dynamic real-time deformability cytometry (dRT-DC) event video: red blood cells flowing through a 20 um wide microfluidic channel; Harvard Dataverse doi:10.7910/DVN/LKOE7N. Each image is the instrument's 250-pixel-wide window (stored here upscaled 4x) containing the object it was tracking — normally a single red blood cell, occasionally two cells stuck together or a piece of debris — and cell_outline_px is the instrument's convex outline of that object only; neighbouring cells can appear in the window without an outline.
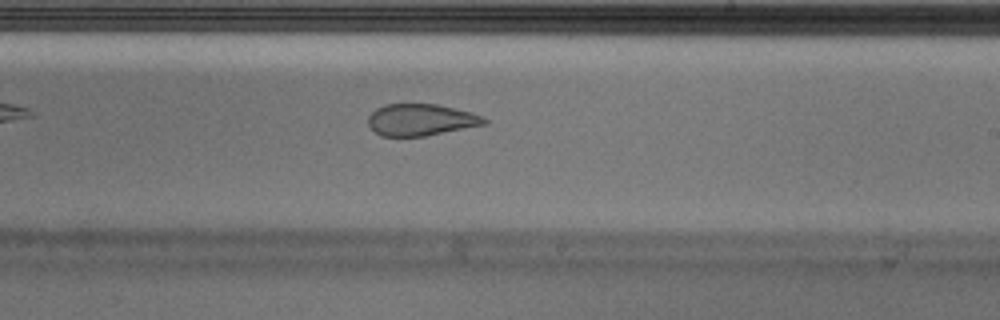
{"species": "Egyptian fruit bat (a non-hibernating species)", "species_latin": "Rousettus aegyptiacus", "temperature_condition": "cold", "stored_images_in_passage": 20, "camera_frame_rate_fps": 3000, "um_per_image_px": 0.085, "animal": {"sex": "male"}, "frame": {"image": 1, "passage_image": 17, "time_ms": 5.333, "image_size_px": [1000, 320], "cell_outline_px": [[488, 124], [424, 136], [380, 136], [368, 124], [368, 116], [376, 108], [384, 104], [436, 104], [472, 112], [484, 116], [488, 120]], "centroid_in_image_um": [35.8, 10.18], "position_along_channel_um": 253.2, "area_um2": 21.56}}